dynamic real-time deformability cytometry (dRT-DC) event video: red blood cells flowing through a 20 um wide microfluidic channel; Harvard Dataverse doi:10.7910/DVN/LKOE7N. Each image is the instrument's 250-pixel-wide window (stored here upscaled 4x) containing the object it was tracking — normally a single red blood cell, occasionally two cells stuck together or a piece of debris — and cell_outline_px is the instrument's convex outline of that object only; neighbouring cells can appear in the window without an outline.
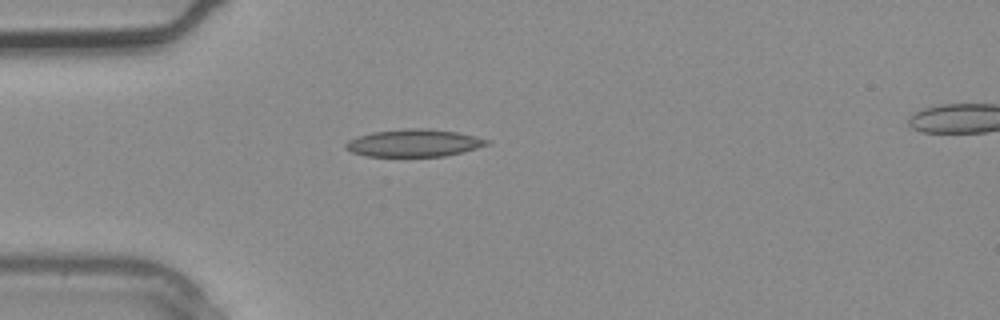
{"species": "common noctule bat (a hibernating species)", "species_latin": "Nyctalus noctula", "temperature_condition": "warm", "stored_images_in_passage": 2, "camera_frame_rate_fps": 3000, "um_per_image_px": 0.085, "animal": {"sex": "male", "body_mass_g": 20.4}, "frame": {"image": 1, "passage_image": 2, "time_ms": 0.333, "image_size_px": [1000, 320], "cell_outline_px": [[492, 140], [488, 144], [476, 148], [444, 156], [364, 156], [352, 152], [344, 148], [344, 144], [348, 140], [356, 136], [372, 132], [404, 128], [428, 128], [456, 132]], "centroid_in_image_um": [35.13, 12.14], "position_along_channel_um": 49.9, "area_um2": 22.6}}